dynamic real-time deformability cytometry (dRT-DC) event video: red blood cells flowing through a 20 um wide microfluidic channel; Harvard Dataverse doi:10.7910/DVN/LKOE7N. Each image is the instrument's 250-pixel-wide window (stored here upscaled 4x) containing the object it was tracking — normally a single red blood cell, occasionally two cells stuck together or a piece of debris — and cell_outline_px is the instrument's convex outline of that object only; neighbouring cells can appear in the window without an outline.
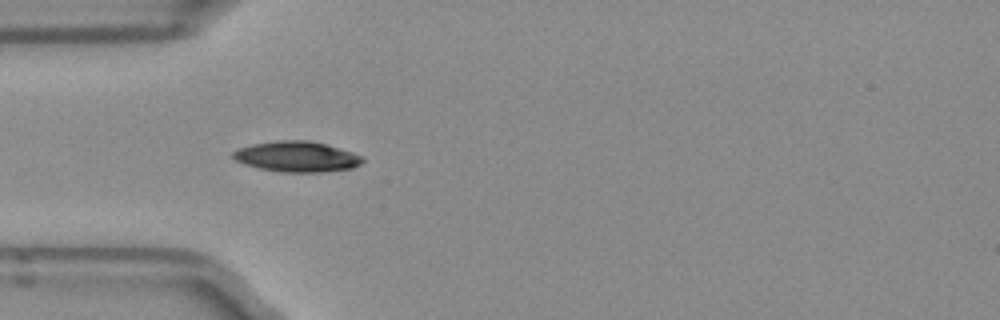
{"species": "Egyptian fruit bat (a non-hibernating species)", "species_latin": "Rousettus aegyptiacus", "temperature_condition": "room temperature", "stored_images_in_passage": 5, "camera_frame_rate_fps": 3000, "um_per_image_px": 0.085, "frame": {"image": 1, "passage_image": 4, "time_ms": 1.0, "image_size_px": [1000, 320], "cell_outline_px": [[364, 160], [360, 164], [352, 168], [320, 172], [284, 172], [260, 168], [244, 164], [236, 160], [232, 156], [232, 152], [240, 148], [252, 144], [276, 140], [308, 140], [324, 144], [352, 152], [364, 156]], "centroid_in_image_um": [25.23, 13.31], "position_along_channel_um": 59.8, "area_um2": 22.89}}